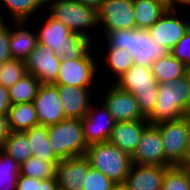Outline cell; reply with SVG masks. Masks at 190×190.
<instances>
[{
	"label": "cell",
	"instance_id": "7402d4cb",
	"mask_svg": "<svg viewBox=\"0 0 190 190\" xmlns=\"http://www.w3.org/2000/svg\"><path fill=\"white\" fill-rule=\"evenodd\" d=\"M135 29L147 30L169 9L164 0H132Z\"/></svg>",
	"mask_w": 190,
	"mask_h": 190
},
{
	"label": "cell",
	"instance_id": "52a82bcc",
	"mask_svg": "<svg viewBox=\"0 0 190 190\" xmlns=\"http://www.w3.org/2000/svg\"><path fill=\"white\" fill-rule=\"evenodd\" d=\"M47 135L54 154L60 160L85 156L88 146L84 141L80 119L66 118L55 125L47 126Z\"/></svg>",
	"mask_w": 190,
	"mask_h": 190
},
{
	"label": "cell",
	"instance_id": "836d02e7",
	"mask_svg": "<svg viewBox=\"0 0 190 190\" xmlns=\"http://www.w3.org/2000/svg\"><path fill=\"white\" fill-rule=\"evenodd\" d=\"M115 184L102 172L91 167L83 182V190H113Z\"/></svg>",
	"mask_w": 190,
	"mask_h": 190
},
{
	"label": "cell",
	"instance_id": "d6a6232c",
	"mask_svg": "<svg viewBox=\"0 0 190 190\" xmlns=\"http://www.w3.org/2000/svg\"><path fill=\"white\" fill-rule=\"evenodd\" d=\"M26 73L25 61L12 58L0 65V85L10 88Z\"/></svg>",
	"mask_w": 190,
	"mask_h": 190
},
{
	"label": "cell",
	"instance_id": "60d3db41",
	"mask_svg": "<svg viewBox=\"0 0 190 190\" xmlns=\"http://www.w3.org/2000/svg\"><path fill=\"white\" fill-rule=\"evenodd\" d=\"M190 165V114L188 115V138H187V148L184 155V167Z\"/></svg>",
	"mask_w": 190,
	"mask_h": 190
},
{
	"label": "cell",
	"instance_id": "cb8c5ba5",
	"mask_svg": "<svg viewBox=\"0 0 190 190\" xmlns=\"http://www.w3.org/2000/svg\"><path fill=\"white\" fill-rule=\"evenodd\" d=\"M27 134L32 156L38 157L55 166L60 159L54 154L47 135V126L36 125L24 131Z\"/></svg>",
	"mask_w": 190,
	"mask_h": 190
},
{
	"label": "cell",
	"instance_id": "7c38bea8",
	"mask_svg": "<svg viewBox=\"0 0 190 190\" xmlns=\"http://www.w3.org/2000/svg\"><path fill=\"white\" fill-rule=\"evenodd\" d=\"M95 103L93 100L87 114L81 119L84 141L87 146L108 142L116 123L102 102Z\"/></svg>",
	"mask_w": 190,
	"mask_h": 190
},
{
	"label": "cell",
	"instance_id": "f1b7e54d",
	"mask_svg": "<svg viewBox=\"0 0 190 190\" xmlns=\"http://www.w3.org/2000/svg\"><path fill=\"white\" fill-rule=\"evenodd\" d=\"M19 165L32 156L27 134L24 131L10 132L2 148Z\"/></svg>",
	"mask_w": 190,
	"mask_h": 190
},
{
	"label": "cell",
	"instance_id": "d590c367",
	"mask_svg": "<svg viewBox=\"0 0 190 190\" xmlns=\"http://www.w3.org/2000/svg\"><path fill=\"white\" fill-rule=\"evenodd\" d=\"M170 54L183 62L187 67L190 66V28L173 47Z\"/></svg>",
	"mask_w": 190,
	"mask_h": 190
},
{
	"label": "cell",
	"instance_id": "83f0119b",
	"mask_svg": "<svg viewBox=\"0 0 190 190\" xmlns=\"http://www.w3.org/2000/svg\"><path fill=\"white\" fill-rule=\"evenodd\" d=\"M105 49V64L107 69L112 72L113 79L111 83H114L120 76H122L130 67L134 65L132 54L126 49L109 48L106 44Z\"/></svg>",
	"mask_w": 190,
	"mask_h": 190
},
{
	"label": "cell",
	"instance_id": "44dd1931",
	"mask_svg": "<svg viewBox=\"0 0 190 190\" xmlns=\"http://www.w3.org/2000/svg\"><path fill=\"white\" fill-rule=\"evenodd\" d=\"M30 21H11L9 47L14 59L25 61L38 45L36 29L29 30Z\"/></svg>",
	"mask_w": 190,
	"mask_h": 190
},
{
	"label": "cell",
	"instance_id": "ab89813d",
	"mask_svg": "<svg viewBox=\"0 0 190 190\" xmlns=\"http://www.w3.org/2000/svg\"><path fill=\"white\" fill-rule=\"evenodd\" d=\"M169 9H188L190 10V0H164Z\"/></svg>",
	"mask_w": 190,
	"mask_h": 190
},
{
	"label": "cell",
	"instance_id": "484cf974",
	"mask_svg": "<svg viewBox=\"0 0 190 190\" xmlns=\"http://www.w3.org/2000/svg\"><path fill=\"white\" fill-rule=\"evenodd\" d=\"M151 72L158 84L166 82L171 83L176 78L186 75L187 66L169 54L153 62L151 65Z\"/></svg>",
	"mask_w": 190,
	"mask_h": 190
},
{
	"label": "cell",
	"instance_id": "6da1fadb",
	"mask_svg": "<svg viewBox=\"0 0 190 190\" xmlns=\"http://www.w3.org/2000/svg\"><path fill=\"white\" fill-rule=\"evenodd\" d=\"M43 13L44 24L38 31L36 29L38 45L54 50L61 60L84 58L94 47L97 48L96 42L89 37L72 32L46 10Z\"/></svg>",
	"mask_w": 190,
	"mask_h": 190
},
{
	"label": "cell",
	"instance_id": "4fadbf2b",
	"mask_svg": "<svg viewBox=\"0 0 190 190\" xmlns=\"http://www.w3.org/2000/svg\"><path fill=\"white\" fill-rule=\"evenodd\" d=\"M98 21L102 37L118 29H135L132 0H104L98 9Z\"/></svg>",
	"mask_w": 190,
	"mask_h": 190
},
{
	"label": "cell",
	"instance_id": "8fae6325",
	"mask_svg": "<svg viewBox=\"0 0 190 190\" xmlns=\"http://www.w3.org/2000/svg\"><path fill=\"white\" fill-rule=\"evenodd\" d=\"M108 85V86H107ZM107 88L102 91L103 97L100 99L106 106L115 122H129L135 120H147L142 114L138 102L134 95L120 89L114 83H106Z\"/></svg>",
	"mask_w": 190,
	"mask_h": 190
},
{
	"label": "cell",
	"instance_id": "ffe728a7",
	"mask_svg": "<svg viewBox=\"0 0 190 190\" xmlns=\"http://www.w3.org/2000/svg\"><path fill=\"white\" fill-rule=\"evenodd\" d=\"M149 124L148 120L117 122L112 129L108 142L132 156L143 131Z\"/></svg>",
	"mask_w": 190,
	"mask_h": 190
},
{
	"label": "cell",
	"instance_id": "603a6c76",
	"mask_svg": "<svg viewBox=\"0 0 190 190\" xmlns=\"http://www.w3.org/2000/svg\"><path fill=\"white\" fill-rule=\"evenodd\" d=\"M0 2H2L0 5L7 9V12L5 11V13H7L5 16L0 9V18L2 21L31 22V20L35 19L33 15L37 14V12H40L41 8H43L42 11L46 9L47 0H0Z\"/></svg>",
	"mask_w": 190,
	"mask_h": 190
},
{
	"label": "cell",
	"instance_id": "74e56055",
	"mask_svg": "<svg viewBox=\"0 0 190 190\" xmlns=\"http://www.w3.org/2000/svg\"><path fill=\"white\" fill-rule=\"evenodd\" d=\"M11 106L8 88L0 85V115H7Z\"/></svg>",
	"mask_w": 190,
	"mask_h": 190
},
{
	"label": "cell",
	"instance_id": "ee69618b",
	"mask_svg": "<svg viewBox=\"0 0 190 190\" xmlns=\"http://www.w3.org/2000/svg\"><path fill=\"white\" fill-rule=\"evenodd\" d=\"M186 75L188 76V78L190 80V66L187 67Z\"/></svg>",
	"mask_w": 190,
	"mask_h": 190
},
{
	"label": "cell",
	"instance_id": "e0dca14e",
	"mask_svg": "<svg viewBox=\"0 0 190 190\" xmlns=\"http://www.w3.org/2000/svg\"><path fill=\"white\" fill-rule=\"evenodd\" d=\"M90 168L85 156L60 160L55 173L58 190H83V182Z\"/></svg>",
	"mask_w": 190,
	"mask_h": 190
},
{
	"label": "cell",
	"instance_id": "5b68a950",
	"mask_svg": "<svg viewBox=\"0 0 190 190\" xmlns=\"http://www.w3.org/2000/svg\"><path fill=\"white\" fill-rule=\"evenodd\" d=\"M114 84L134 95L146 118L153 112L158 94V82L151 72V67L134 64Z\"/></svg>",
	"mask_w": 190,
	"mask_h": 190
},
{
	"label": "cell",
	"instance_id": "4316f807",
	"mask_svg": "<svg viewBox=\"0 0 190 190\" xmlns=\"http://www.w3.org/2000/svg\"><path fill=\"white\" fill-rule=\"evenodd\" d=\"M40 85L41 83L37 78L26 73L19 81L8 88L11 103L21 104L33 102Z\"/></svg>",
	"mask_w": 190,
	"mask_h": 190
},
{
	"label": "cell",
	"instance_id": "ac0fdd59",
	"mask_svg": "<svg viewBox=\"0 0 190 190\" xmlns=\"http://www.w3.org/2000/svg\"><path fill=\"white\" fill-rule=\"evenodd\" d=\"M55 86L58 89L62 101L65 117L81 120L87 114L90 105L93 102L94 98H92L93 95L91 93L94 88L76 87L71 85Z\"/></svg>",
	"mask_w": 190,
	"mask_h": 190
},
{
	"label": "cell",
	"instance_id": "9a60e30c",
	"mask_svg": "<svg viewBox=\"0 0 190 190\" xmlns=\"http://www.w3.org/2000/svg\"><path fill=\"white\" fill-rule=\"evenodd\" d=\"M61 59L54 50L37 45L25 60L26 72L37 78L41 84H53L59 72Z\"/></svg>",
	"mask_w": 190,
	"mask_h": 190
},
{
	"label": "cell",
	"instance_id": "b9f144b4",
	"mask_svg": "<svg viewBox=\"0 0 190 190\" xmlns=\"http://www.w3.org/2000/svg\"><path fill=\"white\" fill-rule=\"evenodd\" d=\"M86 6L96 8L97 10L101 7L104 0H76Z\"/></svg>",
	"mask_w": 190,
	"mask_h": 190
},
{
	"label": "cell",
	"instance_id": "e575fe53",
	"mask_svg": "<svg viewBox=\"0 0 190 190\" xmlns=\"http://www.w3.org/2000/svg\"><path fill=\"white\" fill-rule=\"evenodd\" d=\"M16 190H58L56 178L40 180L19 175Z\"/></svg>",
	"mask_w": 190,
	"mask_h": 190
},
{
	"label": "cell",
	"instance_id": "7bdbcfd3",
	"mask_svg": "<svg viewBox=\"0 0 190 190\" xmlns=\"http://www.w3.org/2000/svg\"><path fill=\"white\" fill-rule=\"evenodd\" d=\"M113 190H129V188L124 183H120L115 184Z\"/></svg>",
	"mask_w": 190,
	"mask_h": 190
},
{
	"label": "cell",
	"instance_id": "ba28073f",
	"mask_svg": "<svg viewBox=\"0 0 190 190\" xmlns=\"http://www.w3.org/2000/svg\"><path fill=\"white\" fill-rule=\"evenodd\" d=\"M94 52L93 48L84 58L61 60L58 77L53 84L96 88L97 73L99 75L98 70L101 68H98L100 61H96L99 56H95Z\"/></svg>",
	"mask_w": 190,
	"mask_h": 190
},
{
	"label": "cell",
	"instance_id": "30bf717a",
	"mask_svg": "<svg viewBox=\"0 0 190 190\" xmlns=\"http://www.w3.org/2000/svg\"><path fill=\"white\" fill-rule=\"evenodd\" d=\"M162 137L166 161L171 166L184 167L188 138V115L175 121L156 124Z\"/></svg>",
	"mask_w": 190,
	"mask_h": 190
},
{
	"label": "cell",
	"instance_id": "2e32d148",
	"mask_svg": "<svg viewBox=\"0 0 190 190\" xmlns=\"http://www.w3.org/2000/svg\"><path fill=\"white\" fill-rule=\"evenodd\" d=\"M33 104L40 125L51 126L66 119L58 89L54 84H41Z\"/></svg>",
	"mask_w": 190,
	"mask_h": 190
},
{
	"label": "cell",
	"instance_id": "d4e9b609",
	"mask_svg": "<svg viewBox=\"0 0 190 190\" xmlns=\"http://www.w3.org/2000/svg\"><path fill=\"white\" fill-rule=\"evenodd\" d=\"M11 132H20L39 125L33 102L12 104L7 114Z\"/></svg>",
	"mask_w": 190,
	"mask_h": 190
},
{
	"label": "cell",
	"instance_id": "9c48e42d",
	"mask_svg": "<svg viewBox=\"0 0 190 190\" xmlns=\"http://www.w3.org/2000/svg\"><path fill=\"white\" fill-rule=\"evenodd\" d=\"M187 11L190 10L168 9L158 21L147 29L151 40L171 51L190 28V19L187 17L190 14L184 15L188 13Z\"/></svg>",
	"mask_w": 190,
	"mask_h": 190
},
{
	"label": "cell",
	"instance_id": "5bb4252c",
	"mask_svg": "<svg viewBox=\"0 0 190 190\" xmlns=\"http://www.w3.org/2000/svg\"><path fill=\"white\" fill-rule=\"evenodd\" d=\"M132 164L169 166L165 157L162 137L156 125L149 124L141 135L137 148L131 156Z\"/></svg>",
	"mask_w": 190,
	"mask_h": 190
},
{
	"label": "cell",
	"instance_id": "1f68e13d",
	"mask_svg": "<svg viewBox=\"0 0 190 190\" xmlns=\"http://www.w3.org/2000/svg\"><path fill=\"white\" fill-rule=\"evenodd\" d=\"M161 190H190V169L183 166L169 167L165 172Z\"/></svg>",
	"mask_w": 190,
	"mask_h": 190
},
{
	"label": "cell",
	"instance_id": "f546056e",
	"mask_svg": "<svg viewBox=\"0 0 190 190\" xmlns=\"http://www.w3.org/2000/svg\"><path fill=\"white\" fill-rule=\"evenodd\" d=\"M55 173L56 166L53 163L31 156L20 165L19 175L45 180L56 178Z\"/></svg>",
	"mask_w": 190,
	"mask_h": 190
},
{
	"label": "cell",
	"instance_id": "7a4b0ae2",
	"mask_svg": "<svg viewBox=\"0 0 190 190\" xmlns=\"http://www.w3.org/2000/svg\"><path fill=\"white\" fill-rule=\"evenodd\" d=\"M190 114V80L187 75L176 78L171 83H159L156 105L146 118L156 125L175 121Z\"/></svg>",
	"mask_w": 190,
	"mask_h": 190
},
{
	"label": "cell",
	"instance_id": "3957f363",
	"mask_svg": "<svg viewBox=\"0 0 190 190\" xmlns=\"http://www.w3.org/2000/svg\"><path fill=\"white\" fill-rule=\"evenodd\" d=\"M102 38L109 48L128 50L134 64L145 67H151L153 62L170 54V50L156 44L147 30L143 29H118L106 33Z\"/></svg>",
	"mask_w": 190,
	"mask_h": 190
},
{
	"label": "cell",
	"instance_id": "8d00e7d4",
	"mask_svg": "<svg viewBox=\"0 0 190 190\" xmlns=\"http://www.w3.org/2000/svg\"><path fill=\"white\" fill-rule=\"evenodd\" d=\"M10 23L8 21L0 22V65L12 59L9 47Z\"/></svg>",
	"mask_w": 190,
	"mask_h": 190
},
{
	"label": "cell",
	"instance_id": "d6986e66",
	"mask_svg": "<svg viewBox=\"0 0 190 190\" xmlns=\"http://www.w3.org/2000/svg\"><path fill=\"white\" fill-rule=\"evenodd\" d=\"M169 166L132 164L125 185L129 190H161Z\"/></svg>",
	"mask_w": 190,
	"mask_h": 190
},
{
	"label": "cell",
	"instance_id": "8992f818",
	"mask_svg": "<svg viewBox=\"0 0 190 190\" xmlns=\"http://www.w3.org/2000/svg\"><path fill=\"white\" fill-rule=\"evenodd\" d=\"M85 157L92 168L102 172L116 184L125 183L131 156L109 142L89 145Z\"/></svg>",
	"mask_w": 190,
	"mask_h": 190
},
{
	"label": "cell",
	"instance_id": "277c9868",
	"mask_svg": "<svg viewBox=\"0 0 190 190\" xmlns=\"http://www.w3.org/2000/svg\"><path fill=\"white\" fill-rule=\"evenodd\" d=\"M45 10L72 32L96 41L94 37L96 35L93 34L99 28L96 8L86 6L76 0H47Z\"/></svg>",
	"mask_w": 190,
	"mask_h": 190
},
{
	"label": "cell",
	"instance_id": "4dcf8cb0",
	"mask_svg": "<svg viewBox=\"0 0 190 190\" xmlns=\"http://www.w3.org/2000/svg\"><path fill=\"white\" fill-rule=\"evenodd\" d=\"M20 165L0 149V190H16Z\"/></svg>",
	"mask_w": 190,
	"mask_h": 190
},
{
	"label": "cell",
	"instance_id": "f35d334b",
	"mask_svg": "<svg viewBox=\"0 0 190 190\" xmlns=\"http://www.w3.org/2000/svg\"><path fill=\"white\" fill-rule=\"evenodd\" d=\"M10 132L7 115H0V149L3 148Z\"/></svg>",
	"mask_w": 190,
	"mask_h": 190
}]
</instances>
